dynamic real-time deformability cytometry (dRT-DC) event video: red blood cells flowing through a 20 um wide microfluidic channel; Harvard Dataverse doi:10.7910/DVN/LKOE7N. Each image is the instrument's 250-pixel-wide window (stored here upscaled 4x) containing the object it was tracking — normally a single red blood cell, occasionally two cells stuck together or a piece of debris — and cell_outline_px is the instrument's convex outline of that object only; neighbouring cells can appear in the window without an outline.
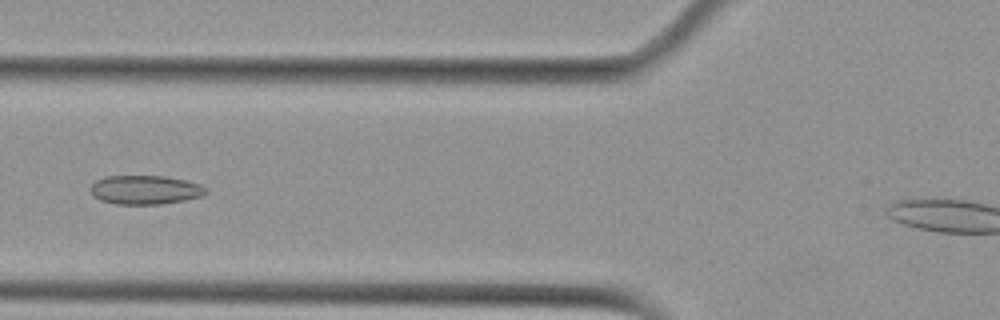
{"species": "Egyptian fruit bat (a non-hibernating species)", "species_latin": "Rousettus aegyptiacus", "temperature_condition": "cold", "stored_images_in_passage": 5, "camera_frame_rate_fps": 3000, "um_per_image_px": 0.085, "animal": {"sex": "female"}, "frame": {"image": 1, "passage_image": 5, "time_ms": 5.333, "image_size_px": [1000, 320], "cell_outline_px": [[208, 192], [200, 196], [184, 200], [160, 204], [116, 204], [100, 200], [92, 196], [92, 184], [96, 180], [104, 176], [164, 176], [184, 180], [200, 184], [208, 188]], "centroid_in_image_um": [12.34, 16.13], "position_along_channel_um": 113.5, "area_um2": 19.42}}